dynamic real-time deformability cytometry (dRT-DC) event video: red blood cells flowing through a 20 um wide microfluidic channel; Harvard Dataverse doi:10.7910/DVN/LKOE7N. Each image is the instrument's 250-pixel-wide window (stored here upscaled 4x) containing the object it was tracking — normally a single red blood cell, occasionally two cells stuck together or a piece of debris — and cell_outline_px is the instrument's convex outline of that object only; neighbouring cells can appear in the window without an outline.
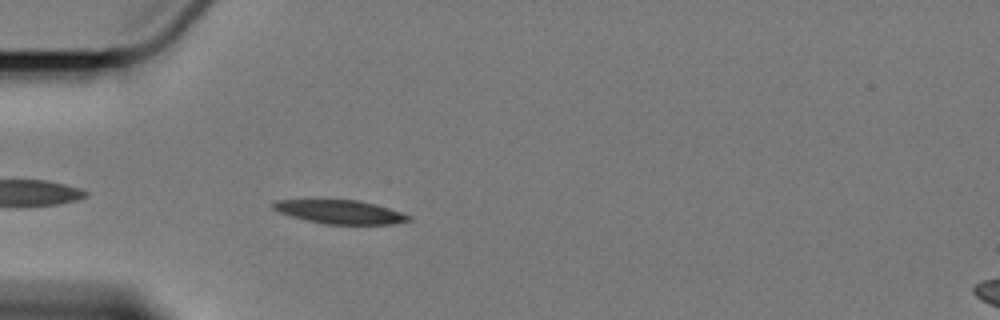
{"species": "Egyptian fruit bat (a non-hibernating species)", "species_latin": "Rousettus aegyptiacus", "temperature_condition": "cold", "stored_images_in_passage": 4, "camera_frame_rate_fps": 3000, "um_per_image_px": 0.085, "animal": {"sex": "female"}, "frame": {"image": 1, "passage_image": 4, "time_ms": 3.667, "image_size_px": [1000, 320], "cell_outline_px": [[412, 220], [392, 224], [324, 224], [292, 216], [280, 212], [272, 208], [272, 204], [276, 200], [360, 200], [376, 204], [412, 216]], "centroid_in_image_um": [28.95, 18.01], "position_along_channel_um": 56.1, "area_um2": 18.5}}